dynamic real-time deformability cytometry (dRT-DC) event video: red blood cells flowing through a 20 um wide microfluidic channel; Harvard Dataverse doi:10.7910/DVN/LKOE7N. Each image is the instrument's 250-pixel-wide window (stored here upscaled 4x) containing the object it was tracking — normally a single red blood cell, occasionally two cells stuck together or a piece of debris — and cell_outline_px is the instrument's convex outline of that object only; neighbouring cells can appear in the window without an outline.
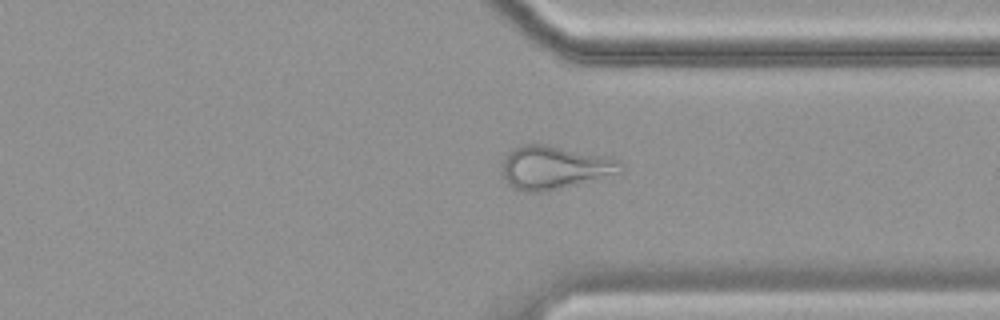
{"species": "common noctule bat (a hibernating species)", "species_latin": "Nyctalus noctula", "temperature_condition": "cold", "stored_images_in_passage": 58, "camera_frame_rate_fps": 3000, "um_per_image_px": 0.085, "animal": {"sex": "female", "body_mass_g": 19.9}, "frame": {"image": 1, "passage_image": 44, "time_ms": 14.333, "image_size_px": [1000, 320], "cell_outline_px": [[624, 172], [540, 192], [524, 192], [512, 188], [508, 184], [500, 172], [504, 160], [508, 152], [524, 144], [544, 144], [612, 156], [620, 160], [624, 164]], "centroid_in_image_um": [47.16, 14.22], "position_along_channel_um": 364.2, "area_um2": 30.06}}
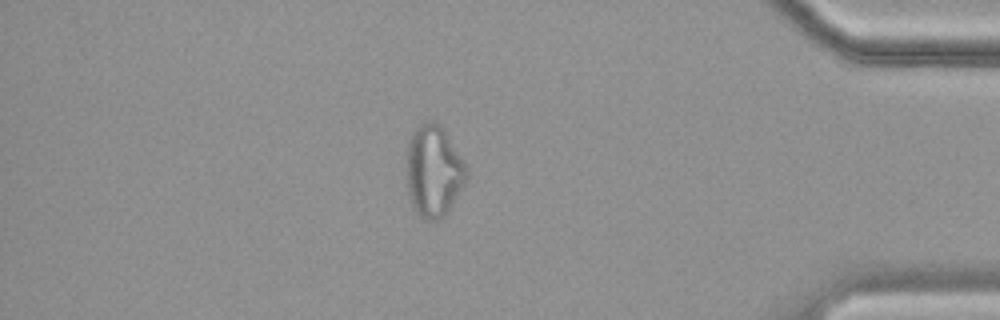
{"frame": {"image": 2, "passage_image": 50, "time_ms": 16.333, "image_size_px": [1000, 320], "cell_outline_px": [[468, 176], [464, 184], [448, 212], [444, 216], [436, 220], [428, 220], [420, 216], [416, 212], [412, 204], [408, 192], [404, 168], [408, 144], [412, 132], [420, 124], [428, 120], [436, 120], [444, 128], [464, 164], [468, 172]], "centroid_in_image_um": [36.82, 14.52], "position_along_channel_um": 398.4, "area_um2": 32.31}}
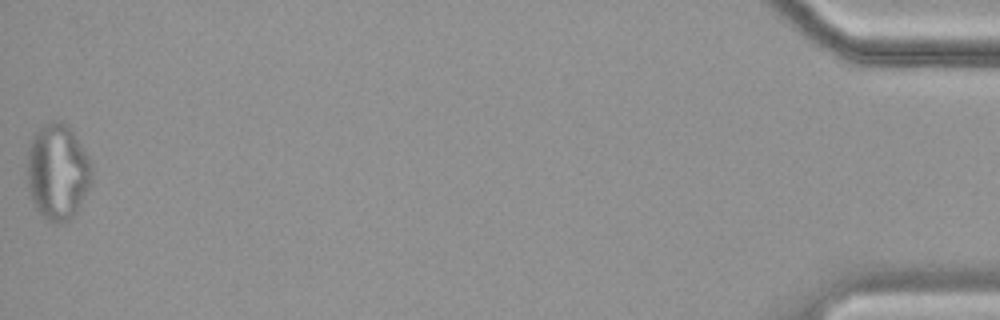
{"frame": {"image": 3, "passage_image": 58, "time_ms": 19.0, "image_size_px": [1000, 320], "cell_outline_px": [[92, 184], [76, 212], [68, 220], [60, 224], [48, 220], [32, 204], [28, 192], [28, 148], [32, 136], [44, 124], [52, 120], [60, 120], [68, 124], [88, 156], [92, 168]], "centroid_in_image_um": [4.9, 14.59], "position_along_channel_um": 430.3, "area_um2": 36.36}}